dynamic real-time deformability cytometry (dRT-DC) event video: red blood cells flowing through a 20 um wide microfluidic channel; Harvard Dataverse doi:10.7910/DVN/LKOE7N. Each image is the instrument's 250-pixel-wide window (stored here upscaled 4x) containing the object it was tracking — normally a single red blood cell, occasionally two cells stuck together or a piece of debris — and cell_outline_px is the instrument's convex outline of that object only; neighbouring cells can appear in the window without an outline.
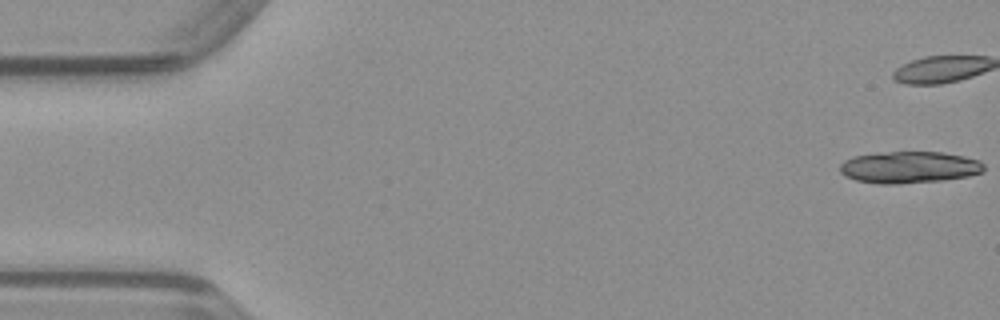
{"species": "common noctule bat (a hibernating species)", "species_latin": "Nyctalus noctula", "temperature_condition": "warm", "stored_images_in_passage": 17, "camera_frame_rate_fps": 3000, "um_per_image_px": 0.085, "animal": {"sex": "male", "body_mass_g": 23.1, "forearm_length_mm": 52.7}, "frame": {"image": 1, "passage_image": 1, "time_ms": 0.0, "image_size_px": [1000, 320], "cell_outline_px": [[984, 172], [968, 176], [944, 180], [896, 184], [880, 184], [856, 180], [844, 176], [840, 172], [840, 164], [844, 160], [852, 156], [876, 152], [944, 152], [964, 156], [980, 160], [984, 164]], "centroid_in_image_um": [77.27, 14.21], "position_along_channel_um": 7.7, "area_um2": 26.99}}